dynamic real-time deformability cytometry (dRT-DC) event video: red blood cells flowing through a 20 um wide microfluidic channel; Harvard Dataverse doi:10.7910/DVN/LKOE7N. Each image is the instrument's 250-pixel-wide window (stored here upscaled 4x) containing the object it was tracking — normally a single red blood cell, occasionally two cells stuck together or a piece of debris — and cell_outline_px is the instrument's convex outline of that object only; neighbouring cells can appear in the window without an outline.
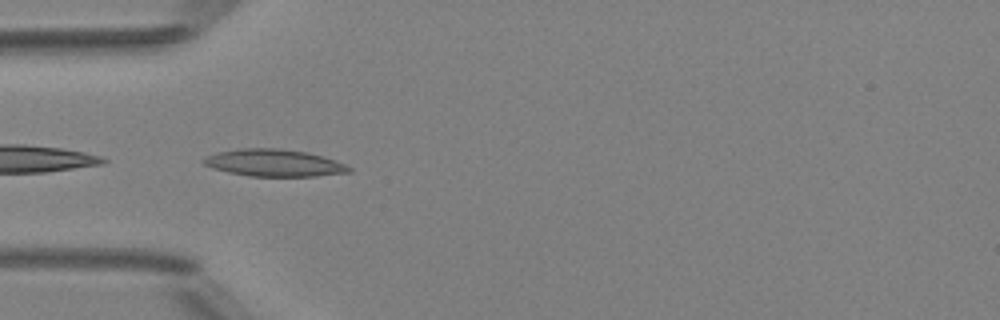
{"species": "Egyptian fruit bat (a non-hibernating species)", "species_latin": "Rousettus aegyptiacus", "temperature_condition": "room temperature", "stored_images_in_passage": 7, "camera_frame_rate_fps": 3000, "um_per_image_px": 0.085, "animal": {"sex": "female"}, "frame": {"image": 1, "passage_image": 4, "time_ms": 3.667, "image_size_px": [1000, 320], "cell_outline_px": [[352, 172], [316, 176], [248, 176], [228, 172], [212, 168], [204, 164], [200, 160], [204, 156], [220, 152], [240, 148], [280, 148], [308, 152], [336, 160], [352, 168]], "centroid_in_image_um": [23.29, 13.84], "position_along_channel_um": 61.7, "area_um2": 23.12}}
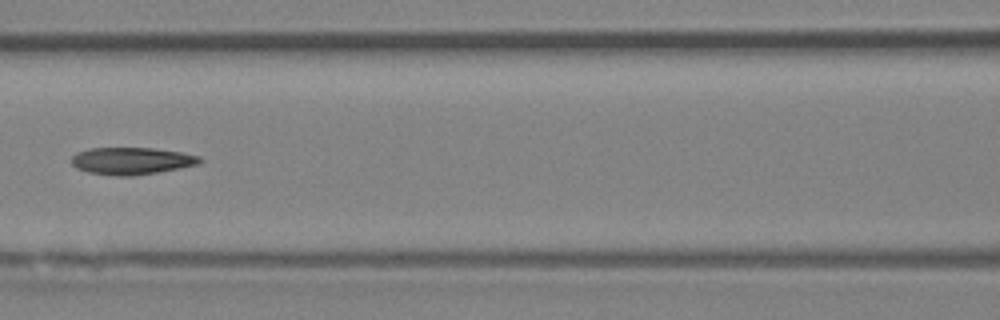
{"frame": {"image": 2, "passage_image": 6, "time_ms": 6.0, "image_size_px": [1000, 320], "cell_outline_px": [[204, 160], [200, 164], [180, 168], [132, 176], [116, 176], [88, 172], [76, 168], [72, 164], [72, 156], [76, 152], [88, 148], [152, 148], [180, 152], [200, 156]], "centroid_in_image_um": [11.19, 13.67], "position_along_channel_um": 155.4, "area_um2": 20.35}}
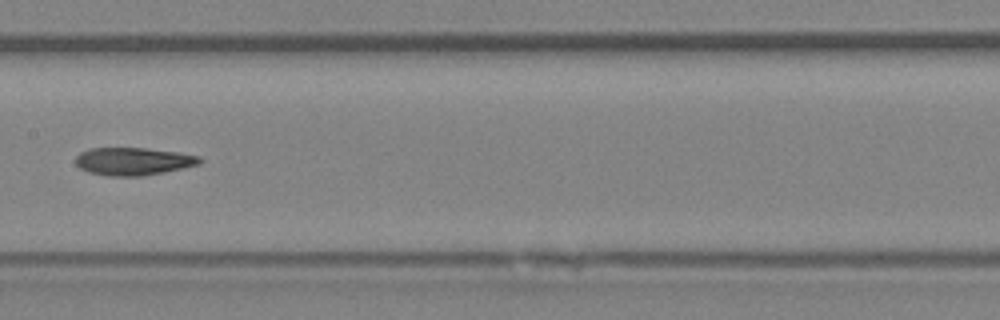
{"frame": {"image": 3, "passage_image": 7, "time_ms": 7.0, "image_size_px": [1000, 320], "cell_outline_px": [[204, 160], [200, 164], [184, 168], [164, 172], [140, 176], [108, 176], [88, 172], [80, 168], [76, 164], [76, 156], [80, 152], [88, 148], [148, 148], [180, 152], [200, 156]], "centroid_in_image_um": [11.36, 13.7], "position_along_channel_um": 196.0, "area_um2": 20.29}}